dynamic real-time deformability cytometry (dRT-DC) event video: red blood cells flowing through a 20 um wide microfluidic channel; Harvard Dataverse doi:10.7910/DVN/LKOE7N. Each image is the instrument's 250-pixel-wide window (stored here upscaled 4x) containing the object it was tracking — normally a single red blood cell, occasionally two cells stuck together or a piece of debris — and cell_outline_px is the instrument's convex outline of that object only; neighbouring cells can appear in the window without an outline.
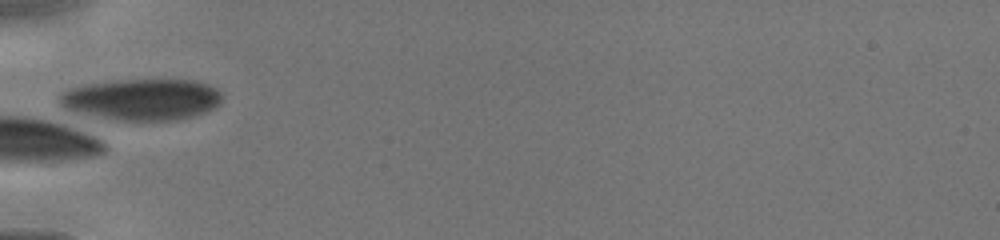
{"species": "human", "species_latin": "Homo sapiens", "temperature_condition": "cold", "stored_images_in_passage": 29, "camera_frame_rate_fps": 3000, "um_per_image_px": 0.085, "donor": {"sex": "male"}, "frame": {"image": 1, "passage_image": 1, "time_ms": 0.0, "image_size_px": [1000, 240], "cell_outline_px": [[220, 104], [216, 108], [196, 116], [176, 120], [116, 120], [64, 112], [60, 104], [60, 96], [64, 92], [72, 88], [88, 84], [116, 80], [196, 80], [208, 84], [216, 88], [220, 92]], "centroid_in_image_um": [12.04, 8.47], "position_along_channel_um": 73.0, "area_um2": 39.65}}
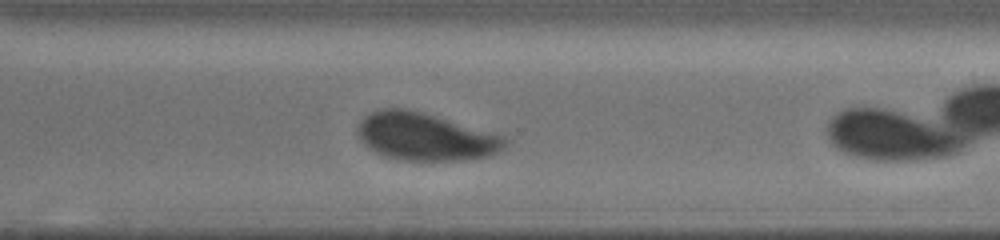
{"frame": {"image": 2, "passage_image": 21, "time_ms": 4.667, "image_size_px": [1000, 240], "cell_outline_px": [[508, 140], [504, 148], [488, 156], [464, 160], [404, 160], [388, 156], [376, 152], [368, 148], [360, 140], [356, 132], [360, 120], [364, 116], [372, 112], [384, 108], [408, 108], [436, 116], [504, 136]], "centroid_in_image_um": [36.12, 11.61], "position_along_channel_um": 334.5, "area_um2": 40.58}}